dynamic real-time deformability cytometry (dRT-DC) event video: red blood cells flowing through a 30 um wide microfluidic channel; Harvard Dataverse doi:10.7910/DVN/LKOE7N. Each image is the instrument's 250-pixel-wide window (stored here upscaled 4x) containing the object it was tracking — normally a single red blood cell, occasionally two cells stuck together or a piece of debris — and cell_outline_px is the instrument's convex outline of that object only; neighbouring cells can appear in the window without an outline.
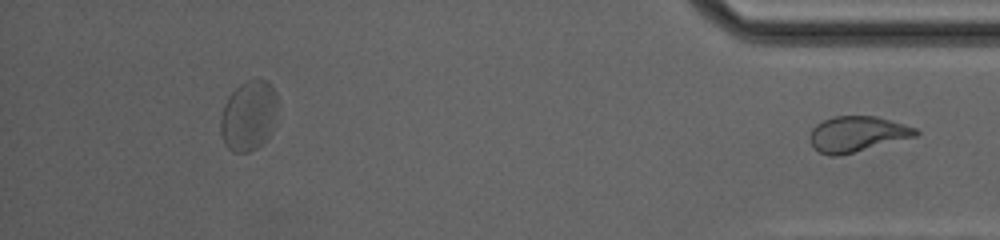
{"species": "common noctule bat (a hibernating species)", "species_latin": "Nyctalus noctula", "temperature_condition": "cold", "stored_images_in_passage": 36, "segment_of_instrument_passage": [2, 2], "camera_frame_rate_fps": 3000, "um_per_image_px": 0.085, "animal": {"sex": "female", "body_mass_g": 20.0, "forearm_length_mm": 54.0}, "frame": {"image": 1, "passage_image": 36, "time_ms": 11.667, "image_size_px": [1000, 240], "cell_outline_px": [[920, 132], [916, 136], [840, 156], [828, 156], [820, 152], [812, 144], [808, 136], [812, 128], [816, 124], [824, 120], [836, 116], [876, 116], [904, 124], [916, 128]], "centroid_in_image_um": [72.84, 11.39], "position_along_channel_um": 362.4, "area_um2": 21.85}}